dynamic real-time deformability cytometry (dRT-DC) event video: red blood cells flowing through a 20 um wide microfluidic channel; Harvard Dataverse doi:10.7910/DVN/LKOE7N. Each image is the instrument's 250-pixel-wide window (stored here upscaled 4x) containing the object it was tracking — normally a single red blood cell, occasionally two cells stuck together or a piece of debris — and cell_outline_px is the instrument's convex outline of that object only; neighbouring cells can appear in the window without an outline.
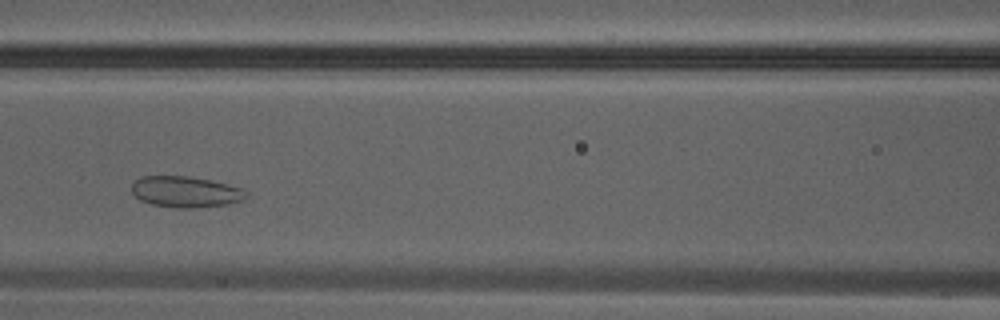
{"species": "Egyptian fruit bat (a non-hibernating species)", "species_latin": "Rousettus aegyptiacus", "temperature_condition": "warm", "stored_images_in_passage": 25, "camera_frame_rate_fps": 3000, "um_per_image_px": 0.085, "animal": {"sex": "male"}, "frame": {"image": 1, "passage_image": 8, "time_ms": 2.333, "image_size_px": [1000, 320], "cell_outline_px": [[248, 196], [244, 200], [224, 204], [192, 208], [172, 208], [152, 204], [140, 200], [132, 196], [132, 184], [140, 176], [188, 176], [228, 184], [244, 188], [248, 192]], "centroid_in_image_um": [15.76, 16.31], "position_along_channel_um": 150.8, "area_um2": 20.87}}
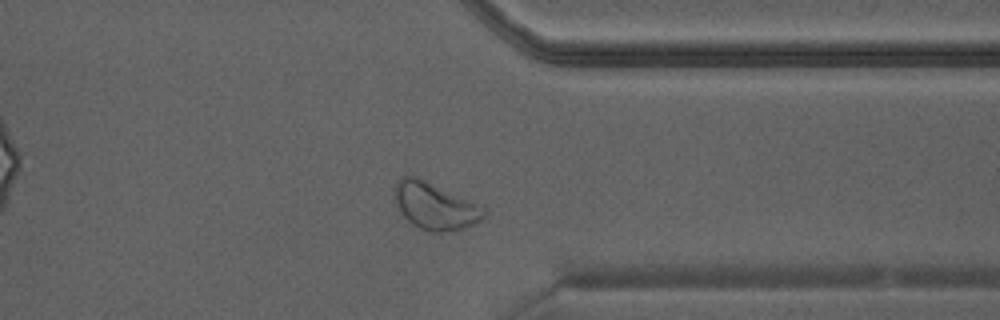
{"frame": {"image": 2, "passage_image": 18, "time_ms": 5.667, "image_size_px": [1000, 320], "cell_outline_px": [[488, 212], [476, 224], [452, 232], [432, 232], [420, 228], [412, 224], [400, 212], [396, 204], [396, 184], [400, 176], [416, 176], [472, 200], [480, 204]], "centroid_in_image_um": [37.02, 17.52], "position_along_channel_um": 374.4, "area_um2": 24.57}}